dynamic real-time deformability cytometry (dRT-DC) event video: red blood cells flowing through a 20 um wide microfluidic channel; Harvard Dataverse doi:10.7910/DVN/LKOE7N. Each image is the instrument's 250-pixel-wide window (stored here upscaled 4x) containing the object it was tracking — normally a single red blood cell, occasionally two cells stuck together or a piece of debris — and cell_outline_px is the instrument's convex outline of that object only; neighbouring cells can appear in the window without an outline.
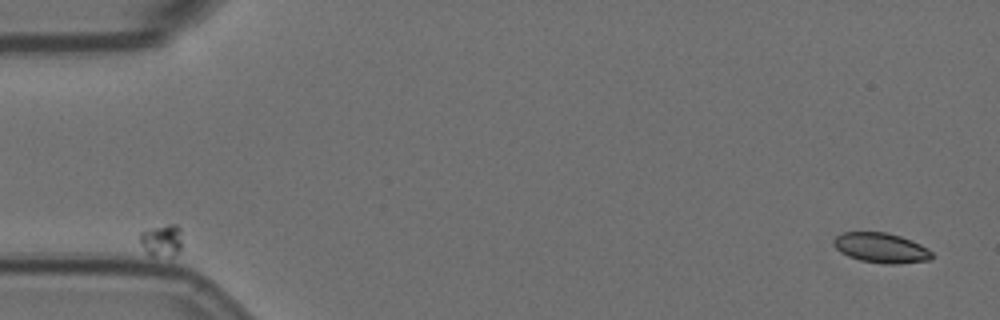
{"species": "Egyptian fruit bat (a non-hibernating species)", "species_latin": "Rousettus aegyptiacus", "temperature_condition": "room temperature", "stored_images_in_passage": 57, "camera_frame_rate_fps": 3000, "um_per_image_px": 0.085, "animal": {"sex": "female"}, "frame": {"image": 1, "passage_image": 1, "time_ms": 0.0, "image_size_px": [1000, 320], "cell_outline_px": [[936, 256], [932, 260], [896, 264], [884, 264], [860, 260], [848, 256], [840, 252], [832, 244], [832, 240], [836, 236], [844, 232], [884, 232], [900, 236], [912, 240], [928, 248]], "centroid_in_image_um": [74.92, 21.08], "position_along_channel_um": 10.1, "area_um2": 17.4}}
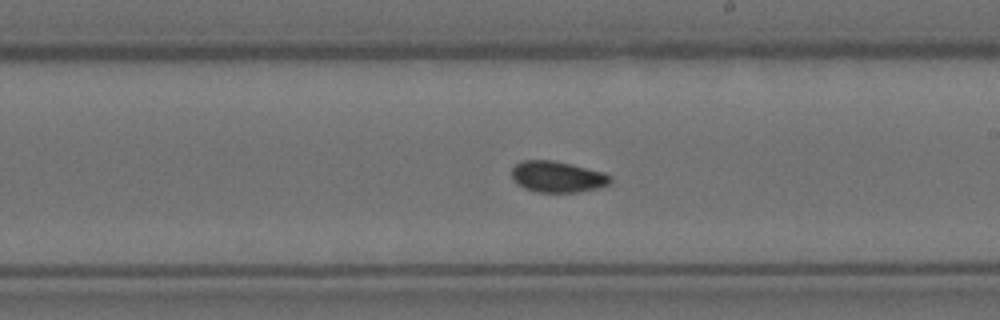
{"frame": {"image": 2, "passage_image": 32, "time_ms": 10.333, "image_size_px": [1000, 320], "cell_outline_px": [[612, 180], [608, 184], [600, 188], [580, 192], [536, 192], [524, 188], [516, 184], [512, 180], [512, 168], [516, 164], [524, 160], [552, 160], [604, 172], [612, 176]], "centroid_in_image_um": [47.38, 15.04], "position_along_channel_um": 241.6, "area_um2": 18.03}}
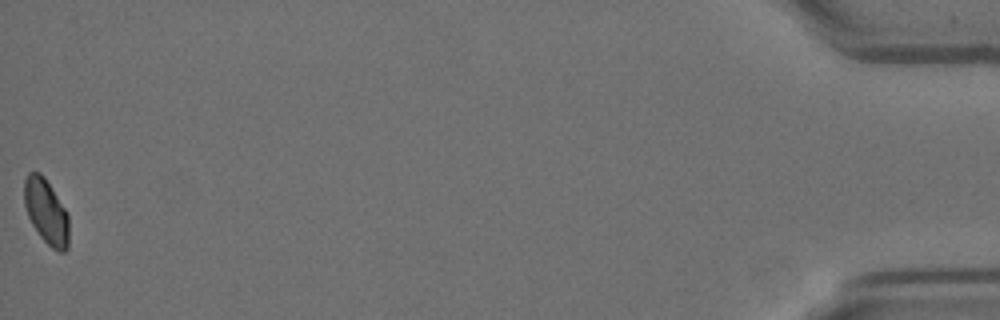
{"frame": {"image": 3, "passage_image": 57, "time_ms": 18.667, "image_size_px": [1000, 320], "cell_outline_px": [[68, 248], [64, 252], [60, 252], [52, 248], [40, 236], [32, 224], [28, 216], [24, 204], [24, 180], [28, 172], [40, 172], [44, 176], [52, 188], [64, 208], [68, 216]], "centroid_in_image_um": [3.91, 17.97], "position_along_channel_um": 431.3, "area_um2": 16.82}, "authors_computed_cell_mechanics": {"area_um2": 17.7446, "velocity_mm_per_s": 3.4905, "shape_relaxation_time_tau1_ms": null, "shape_relaxation_time_tau2_ms": 4.2521, "deformation_change_tau1": null, "deformation_change_tau2": 0.0523}}